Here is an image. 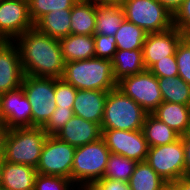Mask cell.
I'll return each mask as SVG.
<instances>
[{"instance_id": "obj_37", "label": "cell", "mask_w": 190, "mask_h": 190, "mask_svg": "<svg viewBox=\"0 0 190 190\" xmlns=\"http://www.w3.org/2000/svg\"><path fill=\"white\" fill-rule=\"evenodd\" d=\"M173 26L185 35L190 33V0H184L173 15Z\"/></svg>"}, {"instance_id": "obj_14", "label": "cell", "mask_w": 190, "mask_h": 190, "mask_svg": "<svg viewBox=\"0 0 190 190\" xmlns=\"http://www.w3.org/2000/svg\"><path fill=\"white\" fill-rule=\"evenodd\" d=\"M184 37L185 34L176 27L164 32L147 34L142 49L146 70H149L157 61L175 55L177 46Z\"/></svg>"}, {"instance_id": "obj_33", "label": "cell", "mask_w": 190, "mask_h": 190, "mask_svg": "<svg viewBox=\"0 0 190 190\" xmlns=\"http://www.w3.org/2000/svg\"><path fill=\"white\" fill-rule=\"evenodd\" d=\"M73 116L72 108L56 107L50 119L42 128L48 136H55Z\"/></svg>"}, {"instance_id": "obj_4", "label": "cell", "mask_w": 190, "mask_h": 190, "mask_svg": "<svg viewBox=\"0 0 190 190\" xmlns=\"http://www.w3.org/2000/svg\"><path fill=\"white\" fill-rule=\"evenodd\" d=\"M147 113L132 98L118 88L108 91L101 129L122 131L142 130Z\"/></svg>"}, {"instance_id": "obj_19", "label": "cell", "mask_w": 190, "mask_h": 190, "mask_svg": "<svg viewBox=\"0 0 190 190\" xmlns=\"http://www.w3.org/2000/svg\"><path fill=\"white\" fill-rule=\"evenodd\" d=\"M65 62L95 57L94 35L70 34L59 39Z\"/></svg>"}, {"instance_id": "obj_15", "label": "cell", "mask_w": 190, "mask_h": 190, "mask_svg": "<svg viewBox=\"0 0 190 190\" xmlns=\"http://www.w3.org/2000/svg\"><path fill=\"white\" fill-rule=\"evenodd\" d=\"M23 76L20 53L15 41L0 40V94L20 88Z\"/></svg>"}, {"instance_id": "obj_30", "label": "cell", "mask_w": 190, "mask_h": 190, "mask_svg": "<svg viewBox=\"0 0 190 190\" xmlns=\"http://www.w3.org/2000/svg\"><path fill=\"white\" fill-rule=\"evenodd\" d=\"M78 0H28L29 16L35 24L42 16L51 11L72 9Z\"/></svg>"}, {"instance_id": "obj_24", "label": "cell", "mask_w": 190, "mask_h": 190, "mask_svg": "<svg viewBox=\"0 0 190 190\" xmlns=\"http://www.w3.org/2000/svg\"><path fill=\"white\" fill-rule=\"evenodd\" d=\"M70 16L71 9L51 11L42 16L34 24V27L41 33L47 34L52 38L61 39L71 34Z\"/></svg>"}, {"instance_id": "obj_25", "label": "cell", "mask_w": 190, "mask_h": 190, "mask_svg": "<svg viewBox=\"0 0 190 190\" xmlns=\"http://www.w3.org/2000/svg\"><path fill=\"white\" fill-rule=\"evenodd\" d=\"M142 131L149 147L170 144L181 137L152 113L146 116Z\"/></svg>"}, {"instance_id": "obj_8", "label": "cell", "mask_w": 190, "mask_h": 190, "mask_svg": "<svg viewBox=\"0 0 190 190\" xmlns=\"http://www.w3.org/2000/svg\"><path fill=\"white\" fill-rule=\"evenodd\" d=\"M145 162L166 182L185 177L182 136L173 143L149 147Z\"/></svg>"}, {"instance_id": "obj_3", "label": "cell", "mask_w": 190, "mask_h": 190, "mask_svg": "<svg viewBox=\"0 0 190 190\" xmlns=\"http://www.w3.org/2000/svg\"><path fill=\"white\" fill-rule=\"evenodd\" d=\"M109 156L110 150L103 138L75 149L71 180L76 182L78 190H87L103 178Z\"/></svg>"}, {"instance_id": "obj_1", "label": "cell", "mask_w": 190, "mask_h": 190, "mask_svg": "<svg viewBox=\"0 0 190 190\" xmlns=\"http://www.w3.org/2000/svg\"><path fill=\"white\" fill-rule=\"evenodd\" d=\"M14 41L18 46L24 75L62 77L65 61L59 39L41 33L33 27L18 36Z\"/></svg>"}, {"instance_id": "obj_39", "label": "cell", "mask_w": 190, "mask_h": 190, "mask_svg": "<svg viewBox=\"0 0 190 190\" xmlns=\"http://www.w3.org/2000/svg\"><path fill=\"white\" fill-rule=\"evenodd\" d=\"M173 15L181 7L184 0H158Z\"/></svg>"}, {"instance_id": "obj_38", "label": "cell", "mask_w": 190, "mask_h": 190, "mask_svg": "<svg viewBox=\"0 0 190 190\" xmlns=\"http://www.w3.org/2000/svg\"><path fill=\"white\" fill-rule=\"evenodd\" d=\"M87 190H130L128 182L101 178Z\"/></svg>"}, {"instance_id": "obj_2", "label": "cell", "mask_w": 190, "mask_h": 190, "mask_svg": "<svg viewBox=\"0 0 190 190\" xmlns=\"http://www.w3.org/2000/svg\"><path fill=\"white\" fill-rule=\"evenodd\" d=\"M77 90L111 91L117 88L112 60L98 57L87 60L65 62L61 77Z\"/></svg>"}, {"instance_id": "obj_29", "label": "cell", "mask_w": 190, "mask_h": 190, "mask_svg": "<svg viewBox=\"0 0 190 190\" xmlns=\"http://www.w3.org/2000/svg\"><path fill=\"white\" fill-rule=\"evenodd\" d=\"M137 163L125 156L110 153L103 178L129 182Z\"/></svg>"}, {"instance_id": "obj_28", "label": "cell", "mask_w": 190, "mask_h": 190, "mask_svg": "<svg viewBox=\"0 0 190 190\" xmlns=\"http://www.w3.org/2000/svg\"><path fill=\"white\" fill-rule=\"evenodd\" d=\"M147 32L135 24L124 20L115 34L116 46L119 50L143 49Z\"/></svg>"}, {"instance_id": "obj_46", "label": "cell", "mask_w": 190, "mask_h": 190, "mask_svg": "<svg viewBox=\"0 0 190 190\" xmlns=\"http://www.w3.org/2000/svg\"><path fill=\"white\" fill-rule=\"evenodd\" d=\"M3 165V156H0V180H1V168Z\"/></svg>"}, {"instance_id": "obj_32", "label": "cell", "mask_w": 190, "mask_h": 190, "mask_svg": "<svg viewBox=\"0 0 190 190\" xmlns=\"http://www.w3.org/2000/svg\"><path fill=\"white\" fill-rule=\"evenodd\" d=\"M175 58L178 65V76L190 84V41L186 37L178 44Z\"/></svg>"}, {"instance_id": "obj_10", "label": "cell", "mask_w": 190, "mask_h": 190, "mask_svg": "<svg viewBox=\"0 0 190 190\" xmlns=\"http://www.w3.org/2000/svg\"><path fill=\"white\" fill-rule=\"evenodd\" d=\"M75 149L56 136H48L36 167L37 173L71 179Z\"/></svg>"}, {"instance_id": "obj_13", "label": "cell", "mask_w": 190, "mask_h": 190, "mask_svg": "<svg viewBox=\"0 0 190 190\" xmlns=\"http://www.w3.org/2000/svg\"><path fill=\"white\" fill-rule=\"evenodd\" d=\"M0 121L8 129L32 127L31 105L22 87L0 94Z\"/></svg>"}, {"instance_id": "obj_16", "label": "cell", "mask_w": 190, "mask_h": 190, "mask_svg": "<svg viewBox=\"0 0 190 190\" xmlns=\"http://www.w3.org/2000/svg\"><path fill=\"white\" fill-rule=\"evenodd\" d=\"M55 136L77 148L102 138V129L100 124L74 115Z\"/></svg>"}, {"instance_id": "obj_9", "label": "cell", "mask_w": 190, "mask_h": 190, "mask_svg": "<svg viewBox=\"0 0 190 190\" xmlns=\"http://www.w3.org/2000/svg\"><path fill=\"white\" fill-rule=\"evenodd\" d=\"M117 88L147 113H152L163 102L158 77L149 70L123 77L117 81Z\"/></svg>"}, {"instance_id": "obj_7", "label": "cell", "mask_w": 190, "mask_h": 190, "mask_svg": "<svg viewBox=\"0 0 190 190\" xmlns=\"http://www.w3.org/2000/svg\"><path fill=\"white\" fill-rule=\"evenodd\" d=\"M21 87L32 112V127H43L56 109L55 78L24 75Z\"/></svg>"}, {"instance_id": "obj_18", "label": "cell", "mask_w": 190, "mask_h": 190, "mask_svg": "<svg viewBox=\"0 0 190 190\" xmlns=\"http://www.w3.org/2000/svg\"><path fill=\"white\" fill-rule=\"evenodd\" d=\"M36 168L3 160L0 187L6 190H34Z\"/></svg>"}, {"instance_id": "obj_31", "label": "cell", "mask_w": 190, "mask_h": 190, "mask_svg": "<svg viewBox=\"0 0 190 190\" xmlns=\"http://www.w3.org/2000/svg\"><path fill=\"white\" fill-rule=\"evenodd\" d=\"M72 187L76 190L71 179L45 174H37L34 184V190H74Z\"/></svg>"}, {"instance_id": "obj_47", "label": "cell", "mask_w": 190, "mask_h": 190, "mask_svg": "<svg viewBox=\"0 0 190 190\" xmlns=\"http://www.w3.org/2000/svg\"><path fill=\"white\" fill-rule=\"evenodd\" d=\"M185 37L190 41V33L186 34Z\"/></svg>"}, {"instance_id": "obj_26", "label": "cell", "mask_w": 190, "mask_h": 190, "mask_svg": "<svg viewBox=\"0 0 190 190\" xmlns=\"http://www.w3.org/2000/svg\"><path fill=\"white\" fill-rule=\"evenodd\" d=\"M158 82L163 102L190 106V84L180 76L158 77Z\"/></svg>"}, {"instance_id": "obj_11", "label": "cell", "mask_w": 190, "mask_h": 190, "mask_svg": "<svg viewBox=\"0 0 190 190\" xmlns=\"http://www.w3.org/2000/svg\"><path fill=\"white\" fill-rule=\"evenodd\" d=\"M102 138L110 153L122 155L137 162L146 160L149 145L142 130L102 129Z\"/></svg>"}, {"instance_id": "obj_23", "label": "cell", "mask_w": 190, "mask_h": 190, "mask_svg": "<svg viewBox=\"0 0 190 190\" xmlns=\"http://www.w3.org/2000/svg\"><path fill=\"white\" fill-rule=\"evenodd\" d=\"M112 68L116 81L123 77L143 72L146 70L143 62V50L117 49L112 59Z\"/></svg>"}, {"instance_id": "obj_35", "label": "cell", "mask_w": 190, "mask_h": 190, "mask_svg": "<svg viewBox=\"0 0 190 190\" xmlns=\"http://www.w3.org/2000/svg\"><path fill=\"white\" fill-rule=\"evenodd\" d=\"M95 57L112 60L117 50L115 36L94 34Z\"/></svg>"}, {"instance_id": "obj_6", "label": "cell", "mask_w": 190, "mask_h": 190, "mask_svg": "<svg viewBox=\"0 0 190 190\" xmlns=\"http://www.w3.org/2000/svg\"><path fill=\"white\" fill-rule=\"evenodd\" d=\"M125 20L149 33L164 32L173 26V14L158 0H124Z\"/></svg>"}, {"instance_id": "obj_41", "label": "cell", "mask_w": 190, "mask_h": 190, "mask_svg": "<svg viewBox=\"0 0 190 190\" xmlns=\"http://www.w3.org/2000/svg\"><path fill=\"white\" fill-rule=\"evenodd\" d=\"M9 129L0 121V156H3L6 136Z\"/></svg>"}, {"instance_id": "obj_45", "label": "cell", "mask_w": 190, "mask_h": 190, "mask_svg": "<svg viewBox=\"0 0 190 190\" xmlns=\"http://www.w3.org/2000/svg\"><path fill=\"white\" fill-rule=\"evenodd\" d=\"M182 139H189L190 140V123L187 127L186 132L184 133V135L182 136Z\"/></svg>"}, {"instance_id": "obj_44", "label": "cell", "mask_w": 190, "mask_h": 190, "mask_svg": "<svg viewBox=\"0 0 190 190\" xmlns=\"http://www.w3.org/2000/svg\"><path fill=\"white\" fill-rule=\"evenodd\" d=\"M160 190H177V187L172 182H168Z\"/></svg>"}, {"instance_id": "obj_22", "label": "cell", "mask_w": 190, "mask_h": 190, "mask_svg": "<svg viewBox=\"0 0 190 190\" xmlns=\"http://www.w3.org/2000/svg\"><path fill=\"white\" fill-rule=\"evenodd\" d=\"M95 24V2L93 0H78L71 9V34L94 35Z\"/></svg>"}, {"instance_id": "obj_34", "label": "cell", "mask_w": 190, "mask_h": 190, "mask_svg": "<svg viewBox=\"0 0 190 190\" xmlns=\"http://www.w3.org/2000/svg\"><path fill=\"white\" fill-rule=\"evenodd\" d=\"M77 89L62 78H55V103L56 107L72 108Z\"/></svg>"}, {"instance_id": "obj_40", "label": "cell", "mask_w": 190, "mask_h": 190, "mask_svg": "<svg viewBox=\"0 0 190 190\" xmlns=\"http://www.w3.org/2000/svg\"><path fill=\"white\" fill-rule=\"evenodd\" d=\"M185 154V177H190V140L182 139Z\"/></svg>"}, {"instance_id": "obj_43", "label": "cell", "mask_w": 190, "mask_h": 190, "mask_svg": "<svg viewBox=\"0 0 190 190\" xmlns=\"http://www.w3.org/2000/svg\"><path fill=\"white\" fill-rule=\"evenodd\" d=\"M96 3L121 4L124 0H93Z\"/></svg>"}, {"instance_id": "obj_42", "label": "cell", "mask_w": 190, "mask_h": 190, "mask_svg": "<svg viewBox=\"0 0 190 190\" xmlns=\"http://www.w3.org/2000/svg\"><path fill=\"white\" fill-rule=\"evenodd\" d=\"M177 190H190V177H182L172 182Z\"/></svg>"}, {"instance_id": "obj_17", "label": "cell", "mask_w": 190, "mask_h": 190, "mask_svg": "<svg viewBox=\"0 0 190 190\" xmlns=\"http://www.w3.org/2000/svg\"><path fill=\"white\" fill-rule=\"evenodd\" d=\"M107 94V91L77 90L72 107L74 115L101 125Z\"/></svg>"}, {"instance_id": "obj_27", "label": "cell", "mask_w": 190, "mask_h": 190, "mask_svg": "<svg viewBox=\"0 0 190 190\" xmlns=\"http://www.w3.org/2000/svg\"><path fill=\"white\" fill-rule=\"evenodd\" d=\"M130 190H160L166 182L145 162H138L129 180Z\"/></svg>"}, {"instance_id": "obj_21", "label": "cell", "mask_w": 190, "mask_h": 190, "mask_svg": "<svg viewBox=\"0 0 190 190\" xmlns=\"http://www.w3.org/2000/svg\"><path fill=\"white\" fill-rule=\"evenodd\" d=\"M95 34L115 36L125 20L124 10L120 4L96 3Z\"/></svg>"}, {"instance_id": "obj_20", "label": "cell", "mask_w": 190, "mask_h": 190, "mask_svg": "<svg viewBox=\"0 0 190 190\" xmlns=\"http://www.w3.org/2000/svg\"><path fill=\"white\" fill-rule=\"evenodd\" d=\"M152 114L172 130L183 136L190 123V106L162 102Z\"/></svg>"}, {"instance_id": "obj_5", "label": "cell", "mask_w": 190, "mask_h": 190, "mask_svg": "<svg viewBox=\"0 0 190 190\" xmlns=\"http://www.w3.org/2000/svg\"><path fill=\"white\" fill-rule=\"evenodd\" d=\"M47 137L42 127L9 129L5 140L3 160L36 168Z\"/></svg>"}, {"instance_id": "obj_12", "label": "cell", "mask_w": 190, "mask_h": 190, "mask_svg": "<svg viewBox=\"0 0 190 190\" xmlns=\"http://www.w3.org/2000/svg\"><path fill=\"white\" fill-rule=\"evenodd\" d=\"M33 27L28 0H0V40L14 41Z\"/></svg>"}, {"instance_id": "obj_36", "label": "cell", "mask_w": 190, "mask_h": 190, "mask_svg": "<svg viewBox=\"0 0 190 190\" xmlns=\"http://www.w3.org/2000/svg\"><path fill=\"white\" fill-rule=\"evenodd\" d=\"M149 71L156 77H177L178 65L175 55L168 56V59L157 61Z\"/></svg>"}]
</instances>
